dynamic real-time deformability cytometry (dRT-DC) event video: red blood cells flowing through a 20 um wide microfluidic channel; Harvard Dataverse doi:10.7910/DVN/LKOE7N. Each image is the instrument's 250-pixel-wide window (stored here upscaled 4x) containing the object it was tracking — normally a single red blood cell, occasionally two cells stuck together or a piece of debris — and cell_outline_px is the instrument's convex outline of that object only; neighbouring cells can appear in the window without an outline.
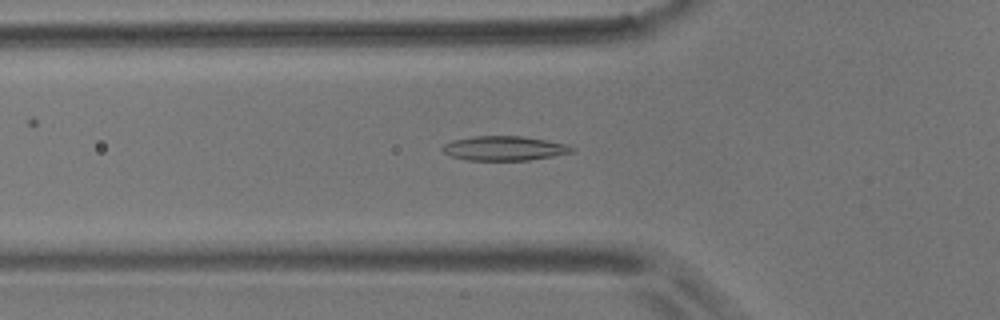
{"species": "common noctule bat (a hibernating species)", "species_latin": "Nyctalus noctula", "temperature_condition": "room temperature", "stored_images_in_passage": 44, "camera_frame_rate_fps": 3000, "um_per_image_px": 0.085, "animal": {"sex": "male", "body_mass_g": 17.9}, "frame": {"image": 1, "passage_image": 7, "time_ms": 2.0, "image_size_px": [1000, 320], "cell_outline_px": [[576, 148], [572, 152], [552, 156], [528, 160], [468, 160], [452, 156], [444, 152], [440, 148], [444, 144], [452, 140], [472, 136], [520, 136], [568, 144]], "centroid_in_image_um": [42.85, 12.6], "position_along_channel_um": 83.0, "area_um2": 18.32}}
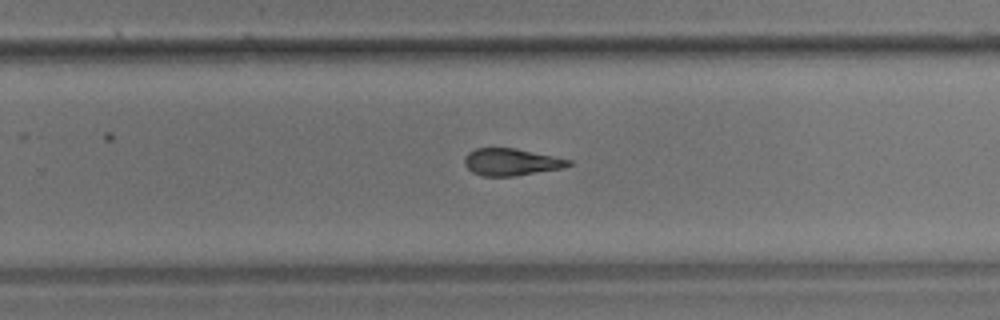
{"frame": {"image": 2, "passage_image": 24, "time_ms": 7.667, "image_size_px": [1000, 320], "cell_outline_px": [[572, 164], [560, 168], [516, 176], [484, 176], [472, 172], [464, 164], [464, 156], [468, 152], [476, 148], [516, 148], [572, 160]], "centroid_in_image_um": [43.42, 13.76], "position_along_channel_um": 286.4, "area_um2": 16.36}}
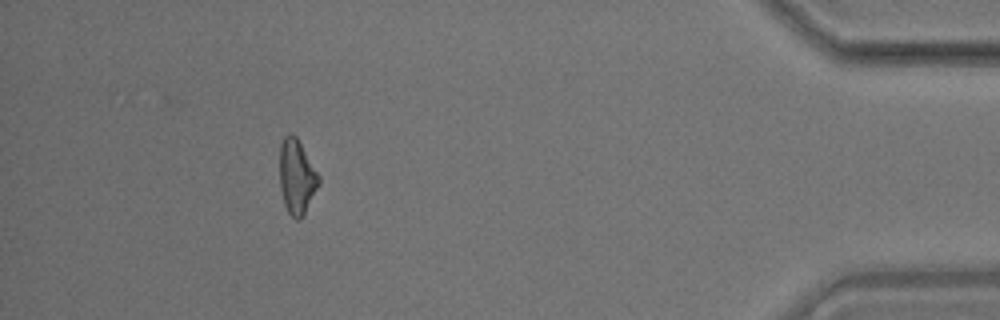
{"frame": {"image": 3, "passage_image": 39, "time_ms": 12.667, "image_size_px": [1000, 320], "cell_outline_px": [[320, 184], [300, 220], [296, 220], [288, 212], [284, 204], [280, 188], [280, 144], [284, 136], [288, 132], [292, 132], [296, 136], [320, 176]], "centroid_in_image_um": [25.22, 15.0], "position_along_channel_um": 410.0, "area_um2": 17.05}, "authors_computed_cell_mechanics": {"area_um2": 17.1955, "velocity_mm_per_s": 3.5848, "shape_relaxation_time_tau1_ms": 6.2158, "shape_relaxation_time_tau2_ms": 5.6377, "deformation_change_tau1": 0.1519, "deformation_change_tau2": 0.1382}}